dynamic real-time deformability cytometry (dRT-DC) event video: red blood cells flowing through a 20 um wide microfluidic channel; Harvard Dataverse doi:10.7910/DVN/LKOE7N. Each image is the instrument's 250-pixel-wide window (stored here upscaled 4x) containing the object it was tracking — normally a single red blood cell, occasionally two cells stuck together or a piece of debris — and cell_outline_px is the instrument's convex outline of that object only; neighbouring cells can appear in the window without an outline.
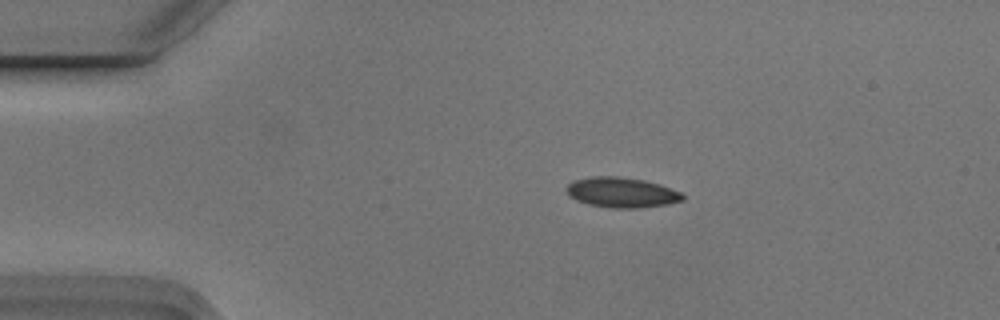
{"species": "Egyptian fruit bat (a non-hibernating species)", "species_latin": "Rousettus aegyptiacus", "temperature_condition": "cold", "stored_images_in_passage": 7, "camera_frame_rate_fps": 3000, "um_per_image_px": 0.085, "animal": {"sex": "male"}, "frame": {"image": 1, "passage_image": 2, "time_ms": 0.333, "image_size_px": [1000, 320], "cell_outline_px": [[684, 200], [668, 204], [640, 208], [612, 208], [588, 204], [576, 200], [568, 196], [564, 188], [572, 180], [592, 176], [620, 176], [644, 180], [660, 184], [680, 192], [684, 196]], "centroid_in_image_um": [52.8, 16.35], "position_along_channel_um": 32.2, "area_um2": 20.69}}
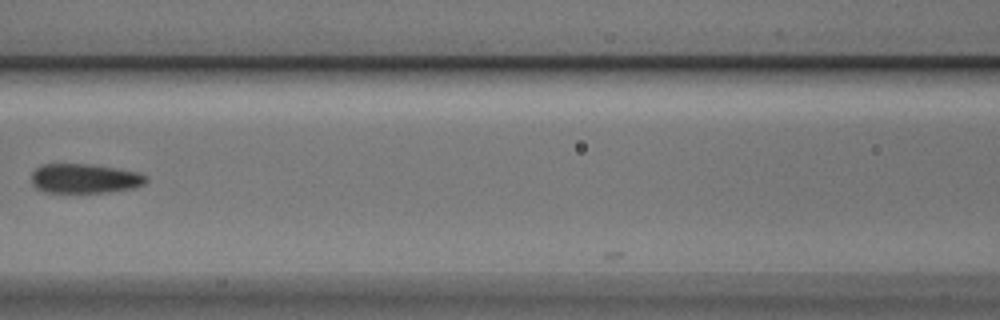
{"frame": {"image": 2, "passage_image": 6, "time_ms": 1.667, "image_size_px": [1000, 320], "cell_outline_px": [[148, 180], [144, 184], [136, 188], [108, 192], [44, 192], [36, 188], [32, 184], [32, 172], [36, 168], [44, 164], [88, 164], [140, 172], [148, 176]], "centroid_in_image_um": [7.23, 15.18], "position_along_channel_um": 159.4, "area_um2": 19.77}}